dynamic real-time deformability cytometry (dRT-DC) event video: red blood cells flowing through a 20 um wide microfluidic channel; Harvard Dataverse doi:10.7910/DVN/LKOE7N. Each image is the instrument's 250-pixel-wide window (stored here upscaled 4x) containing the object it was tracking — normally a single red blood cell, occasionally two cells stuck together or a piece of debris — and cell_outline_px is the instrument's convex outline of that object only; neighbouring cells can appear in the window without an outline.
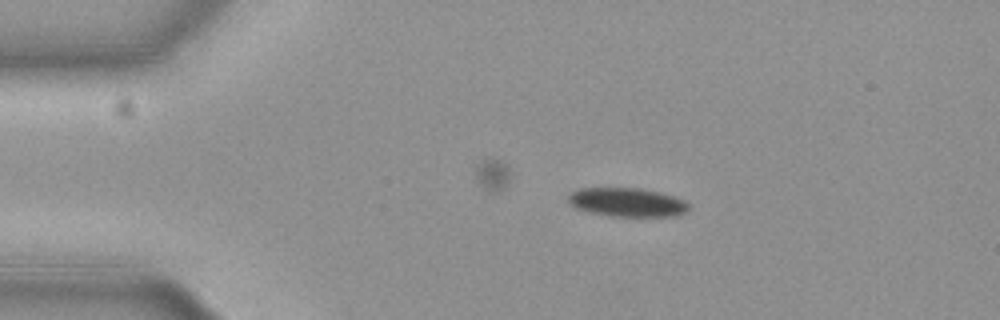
{"species": "common noctule bat (a hibernating species)", "species_latin": "Nyctalus noctula", "temperature_condition": "cold", "stored_images_in_passage": 18, "camera_frame_rate_fps": 3000, "um_per_image_px": 0.085, "animal": {"sex": "female", "body_mass_g": 19.3, "forearm_length_mm": 54.1}, "frame": {"image": 1, "passage_image": 2, "time_ms": 0.333, "image_size_px": [1000, 320], "cell_outline_px": [[688, 208], [684, 212], [676, 216], [612, 216], [592, 212], [576, 208], [568, 200], [568, 196], [572, 192], [580, 188], [640, 188], [672, 196], [684, 200], [688, 204]], "centroid_in_image_um": [53.3, 17.19], "position_along_channel_um": 31.7, "area_um2": 19.83}}
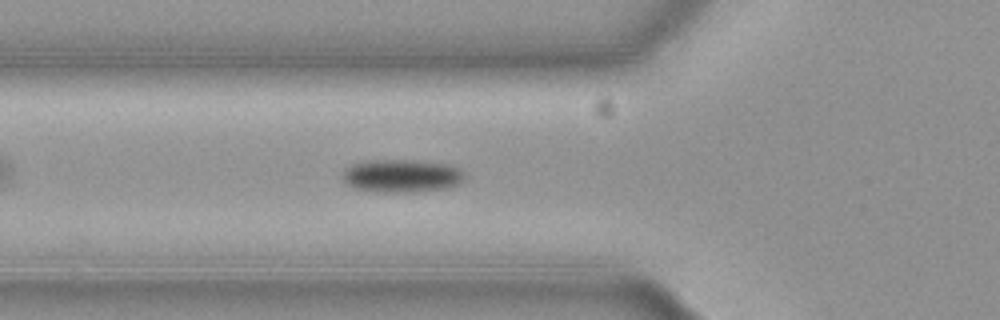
{"frame": {"image": 2, "passage_image": 11, "time_ms": 3.333, "image_size_px": [1000, 320], "cell_outline_px": [[464, 180], [448, 188], [416, 192], [376, 192], [356, 188], [348, 184], [344, 180], [344, 172], [352, 164], [380, 160], [412, 160], [448, 164], [460, 168], [464, 172]], "centroid_in_image_um": [34.22, 14.96], "position_along_channel_um": 91.6, "area_um2": 23.24}}
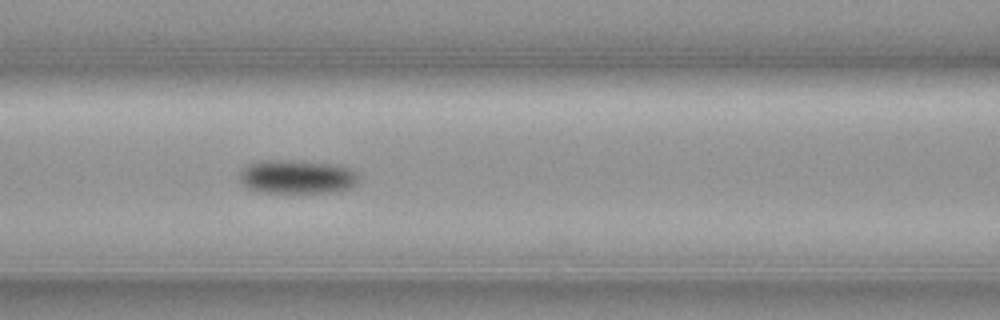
{"frame": {"image": 3, "passage_image": 15, "time_ms": 4.667, "image_size_px": [1000, 320], "cell_outline_px": [[360, 180], [352, 188], [336, 192], [260, 192], [248, 188], [240, 180], [240, 168], [248, 164], [264, 160], [300, 160], [336, 164], [352, 168], [360, 176]], "centroid_in_image_um": [25.31, 15.01], "position_along_channel_um": 141.3, "area_um2": 23.93}}